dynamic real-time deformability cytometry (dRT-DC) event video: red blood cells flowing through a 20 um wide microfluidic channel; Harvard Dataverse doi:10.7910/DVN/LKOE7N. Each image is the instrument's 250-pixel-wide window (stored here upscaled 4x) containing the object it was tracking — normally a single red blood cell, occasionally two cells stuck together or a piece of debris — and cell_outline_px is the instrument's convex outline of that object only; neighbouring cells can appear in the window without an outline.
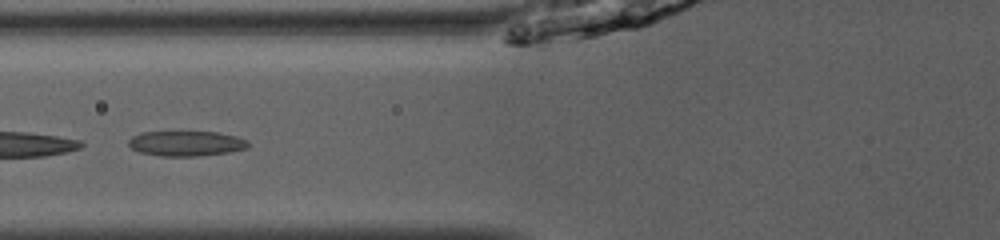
{"species": "common noctule bat (a hibernating species)", "species_latin": "Nyctalus noctula", "temperature_condition": "room temperature", "stored_images_in_passage": 13, "camera_frame_rate_fps": 3000, "um_per_image_px": 0.085, "animal": {"sex": "male", "body_mass_g": 13.0, "forearm_length_mm": 53.1}, "frame": {"image": 1, "passage_image": 8, "time_ms": 2.333, "image_size_px": [1000, 240], "cell_outline_px": [[248, 148], [228, 152], [196, 156], [160, 156], [140, 152], [132, 148], [128, 144], [128, 140], [132, 136], [140, 132], [180, 128], [216, 132], [236, 136], [248, 140]], "centroid_in_image_um": [15.77, 12.13], "position_along_channel_um": 110.0, "area_um2": 18.55}}
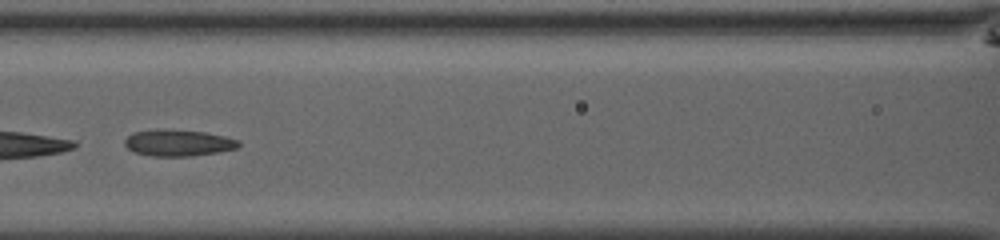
{"frame": {"image": 2, "passage_image": 11, "time_ms": 3.333, "image_size_px": [1000, 240], "cell_outline_px": [[240, 144], [236, 148], [216, 152], [192, 156], [152, 156], [136, 152], [128, 148], [124, 144], [124, 140], [132, 132], [160, 128], [164, 128], [204, 132], [224, 136], [240, 140]], "centroid_in_image_um": [15.12, 12.12], "position_along_channel_um": 151.5, "area_um2": 17.63}}